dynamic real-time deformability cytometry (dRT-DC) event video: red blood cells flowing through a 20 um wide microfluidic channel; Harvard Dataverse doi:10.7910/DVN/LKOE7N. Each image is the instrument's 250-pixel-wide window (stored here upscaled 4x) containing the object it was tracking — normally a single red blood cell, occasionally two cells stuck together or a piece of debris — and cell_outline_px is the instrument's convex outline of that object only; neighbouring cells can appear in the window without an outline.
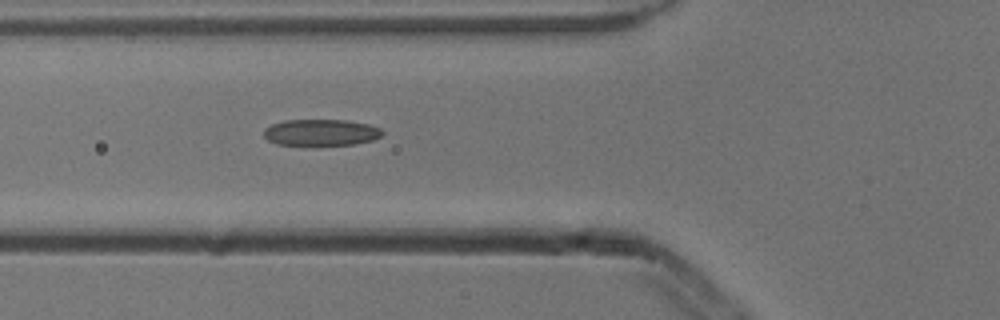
{"species": "common noctule bat (a hibernating species)", "species_latin": "Nyctalus noctula", "temperature_condition": "cold", "stored_images_in_passage": 2, "camera_frame_rate_fps": 3000, "um_per_image_px": 0.085, "animal": {"sex": "male", "body_mass_g": 13.3}, "frame": {"image": 1, "passage_image": 2, "time_ms": 0.333, "image_size_px": [1000, 320], "cell_outline_px": [[384, 132], [380, 136], [372, 140], [356, 144], [276, 144], [268, 140], [264, 136], [264, 128], [272, 124], [284, 120], [348, 120], [368, 124], [380, 128]], "centroid_in_image_um": [27.28, 11.24], "position_along_channel_um": 98.5, "area_um2": 18.03}}